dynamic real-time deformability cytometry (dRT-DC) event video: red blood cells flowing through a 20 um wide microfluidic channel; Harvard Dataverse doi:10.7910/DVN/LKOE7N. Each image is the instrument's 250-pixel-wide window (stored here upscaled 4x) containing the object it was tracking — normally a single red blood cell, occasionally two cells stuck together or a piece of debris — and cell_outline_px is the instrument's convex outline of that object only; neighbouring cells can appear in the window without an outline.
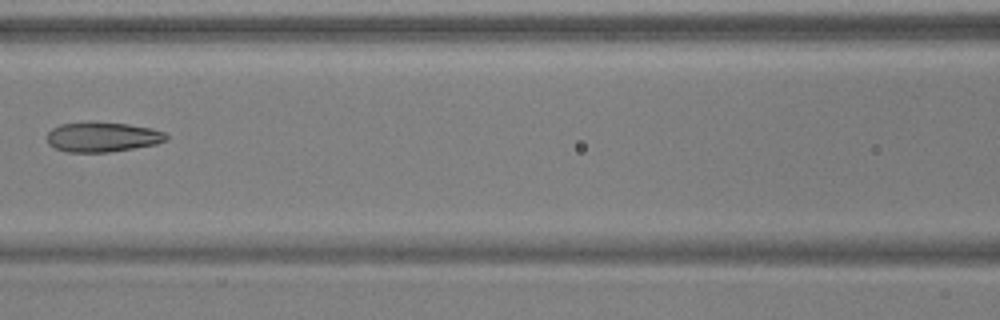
{"species": "common noctule bat (a hibernating species)", "species_latin": "Nyctalus noctula", "temperature_condition": "warm", "stored_images_in_passage": 7, "camera_frame_rate_fps": 3000, "um_per_image_px": 0.085, "animal": {"sex": "male", "body_mass_g": 17.9, "forearm_length_mm": 54.2}, "frame": {"image": 1, "passage_image": 7, "time_ms": 2.0, "image_size_px": [1000, 320], "cell_outline_px": [[168, 140], [156, 144], [108, 152], [68, 152], [56, 148], [48, 144], [48, 132], [52, 128], [60, 124], [84, 120], [92, 120], [128, 124], [152, 128], [164, 132], [168, 136]], "centroid_in_image_um": [8.69, 11.61], "position_along_channel_um": 157.9, "area_um2": 21.15}}